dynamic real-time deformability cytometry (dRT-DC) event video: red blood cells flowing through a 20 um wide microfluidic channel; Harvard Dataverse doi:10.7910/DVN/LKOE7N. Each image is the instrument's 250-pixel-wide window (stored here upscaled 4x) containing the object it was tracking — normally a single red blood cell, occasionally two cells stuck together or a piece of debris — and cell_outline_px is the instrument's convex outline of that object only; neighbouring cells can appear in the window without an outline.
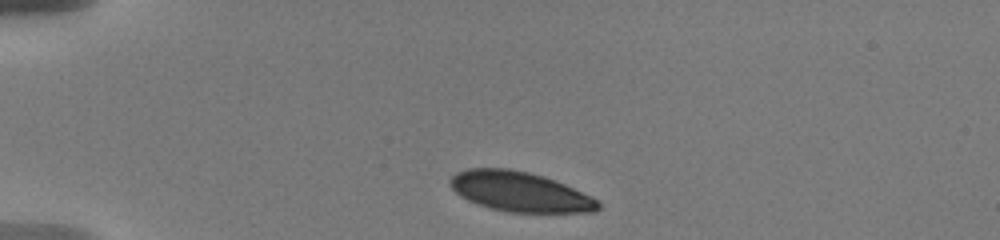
{"species": "human", "species_latin": "Homo sapiens", "temperature_condition": "warm", "stored_images_in_passage": 3, "camera_frame_rate_fps": 3000, "um_per_image_px": 0.085, "donor": {"sex": "male"}, "frame": {"image": 1, "passage_image": 1, "time_ms": 0.0, "image_size_px": [1000, 240], "cell_outline_px": [[600, 208], [596, 212], [508, 212], [492, 208], [468, 200], [460, 196], [448, 184], [448, 180], [456, 172], [468, 168], [508, 168], [528, 172], [544, 176], [556, 180], [592, 196], [600, 204]], "centroid_in_image_um": [44.19, 16.28], "position_along_channel_um": 40.8, "area_um2": 34.39}}